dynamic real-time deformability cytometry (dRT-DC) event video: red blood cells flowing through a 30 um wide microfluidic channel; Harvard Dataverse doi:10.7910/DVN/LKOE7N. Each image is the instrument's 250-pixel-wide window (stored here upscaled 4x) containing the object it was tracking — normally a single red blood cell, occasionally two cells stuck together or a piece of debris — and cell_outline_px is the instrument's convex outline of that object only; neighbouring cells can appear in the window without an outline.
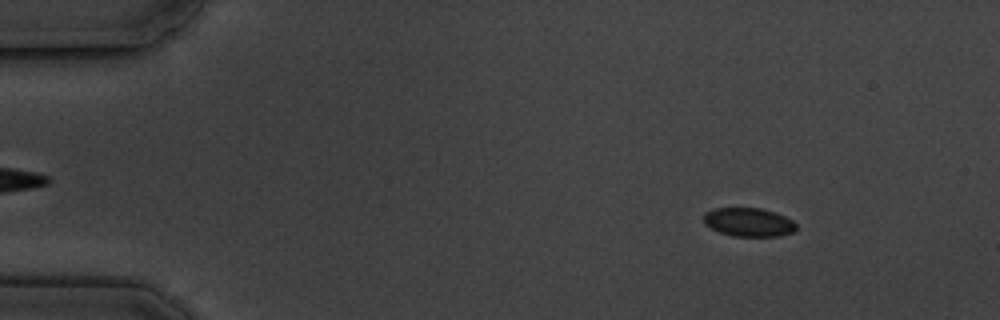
{"species": "common noctule bat (a hibernating species)", "species_latin": "Nyctalus noctula", "temperature_condition": "cold", "stored_images_in_passage": 6, "camera_frame_rate_fps": 3000, "um_per_image_px": 0.085, "animal": {"sex": "male", "body_mass_g": 19.5, "forearm_length_mm": 54.6}, "frame": {"image": 1, "passage_image": 2, "time_ms": 1.0, "image_size_px": [1000, 320], "cell_outline_px": [[796, 228], [792, 232], [780, 236], [732, 236], [720, 232], [704, 224], [704, 212], [712, 208], [760, 208], [776, 212], [792, 220], [796, 224]], "centroid_in_image_um": [63.62, 18.88], "position_along_channel_um": 21.4, "area_um2": 15.49}}
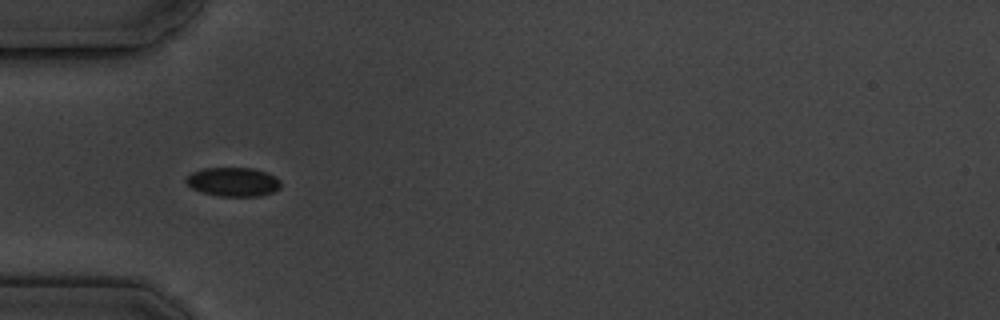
{"frame": {"image": 2, "passage_image": 5, "time_ms": 4.667, "image_size_px": [1000, 320], "cell_outline_px": [[280, 188], [272, 192], [260, 196], [220, 196], [200, 192], [192, 188], [184, 180], [192, 172], [204, 168], [252, 168], [276, 176], [280, 180]], "centroid_in_image_um": [19.81, 15.46], "position_along_channel_um": 65.2, "area_um2": 15.95}}